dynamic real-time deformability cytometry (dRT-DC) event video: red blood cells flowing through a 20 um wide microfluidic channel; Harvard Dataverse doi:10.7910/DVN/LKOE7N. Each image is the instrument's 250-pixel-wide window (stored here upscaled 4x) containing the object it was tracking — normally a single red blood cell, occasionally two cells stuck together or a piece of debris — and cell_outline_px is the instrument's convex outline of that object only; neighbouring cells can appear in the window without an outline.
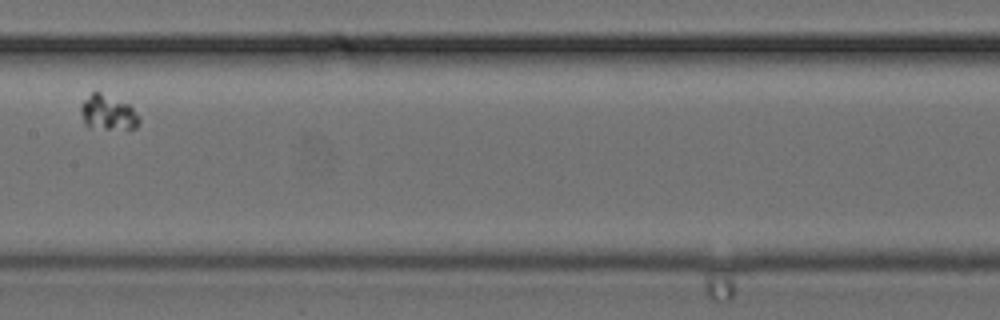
{"species": "common noctule bat (a hibernating species)", "species_latin": "Nyctalus noctula", "temperature_condition": "cold", "stored_images_in_passage": 23, "camera_frame_rate_fps": 3000, "um_per_image_px": 0.085, "animal": {"sex": "female", "body_mass_g": 24.6, "forearm_length_mm": 56.2}, "frame": {"image": 1, "passage_image": 10, "time_ms": 3.0, "image_size_px": [1000, 320], "cell_outline_px": [[140, 124], [136, 128], [128, 132], [88, 128], [84, 124], [80, 112], [80, 104], [96, 88], [128, 104], [140, 116]], "centroid_in_image_um": [9.19, 9.61], "position_along_channel_um": 198.2, "area_um2": 12.95}}